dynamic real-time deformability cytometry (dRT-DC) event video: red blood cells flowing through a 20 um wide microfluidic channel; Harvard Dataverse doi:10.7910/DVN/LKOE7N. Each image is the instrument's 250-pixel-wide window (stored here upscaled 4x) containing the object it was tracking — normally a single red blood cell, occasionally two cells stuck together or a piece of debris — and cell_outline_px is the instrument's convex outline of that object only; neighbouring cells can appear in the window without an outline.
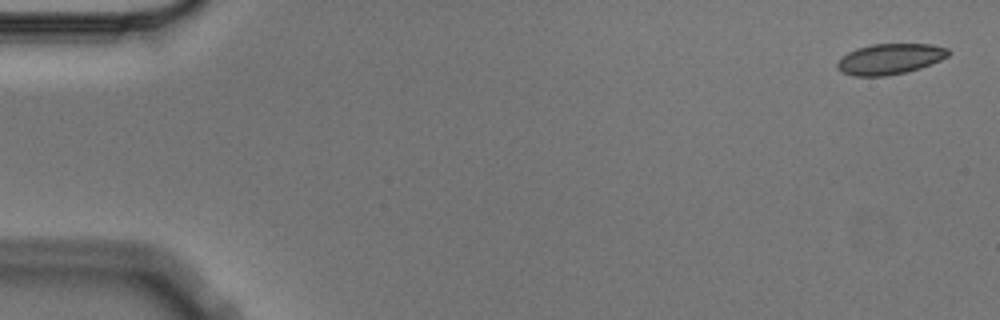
{"species": "Egyptian fruit bat (a non-hibernating species)", "species_latin": "Rousettus aegyptiacus", "temperature_condition": "cold", "stored_images_in_passage": 6, "camera_frame_rate_fps": 3000, "um_per_image_px": 0.085, "animal": {"sex": "male"}, "frame": {"image": 1, "passage_image": 1, "time_ms": 0.0, "image_size_px": [1000, 320], "cell_outline_px": [[952, 52], [948, 56], [940, 60], [920, 68], [904, 72], [884, 76], [852, 76], [836, 68], [836, 64], [848, 52], [856, 48], [872, 44], [932, 44], [948, 48]], "centroid_in_image_um": [75.66, 5.0], "position_along_channel_um": 9.3, "area_um2": 19.77}}
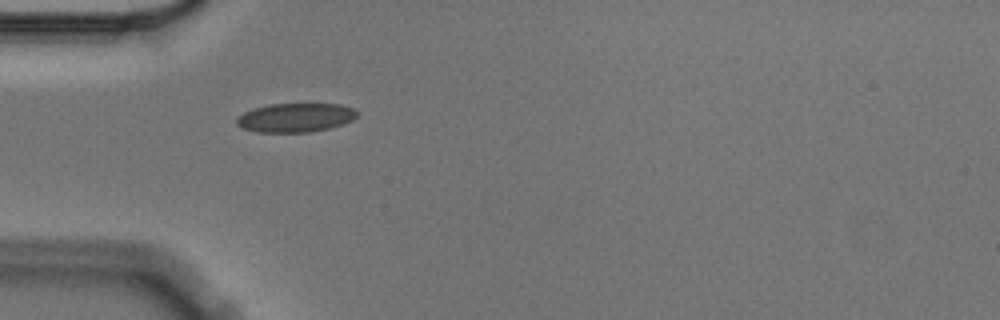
{"frame": {"image": 2, "passage_image": 5, "time_ms": 1.333, "image_size_px": [1000, 320], "cell_outline_px": [[356, 116], [352, 120], [344, 124], [328, 128], [308, 132], [260, 132], [244, 128], [236, 124], [236, 116], [252, 108], [268, 104], [340, 104], [356, 108]], "centroid_in_image_um": [25.1, 9.98], "position_along_channel_um": 59.9, "area_um2": 20.35}}
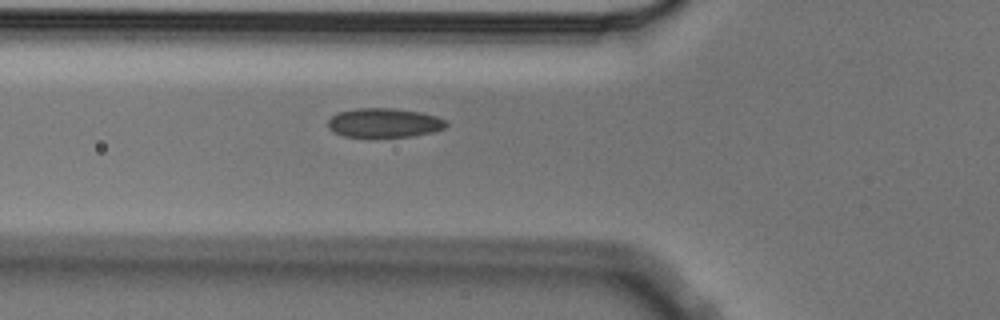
{"frame": {"image": 3, "passage_image": 6, "time_ms": 1.667, "image_size_px": [1000, 320], "cell_outline_px": [[448, 124], [444, 128], [432, 132], [412, 136], [344, 136], [328, 128], [328, 120], [336, 112], [356, 108], [392, 108], [420, 112], [436, 116], [444, 120]], "centroid_in_image_um": [32.64, 10.42], "position_along_channel_um": 93.2, "area_um2": 19.88}}